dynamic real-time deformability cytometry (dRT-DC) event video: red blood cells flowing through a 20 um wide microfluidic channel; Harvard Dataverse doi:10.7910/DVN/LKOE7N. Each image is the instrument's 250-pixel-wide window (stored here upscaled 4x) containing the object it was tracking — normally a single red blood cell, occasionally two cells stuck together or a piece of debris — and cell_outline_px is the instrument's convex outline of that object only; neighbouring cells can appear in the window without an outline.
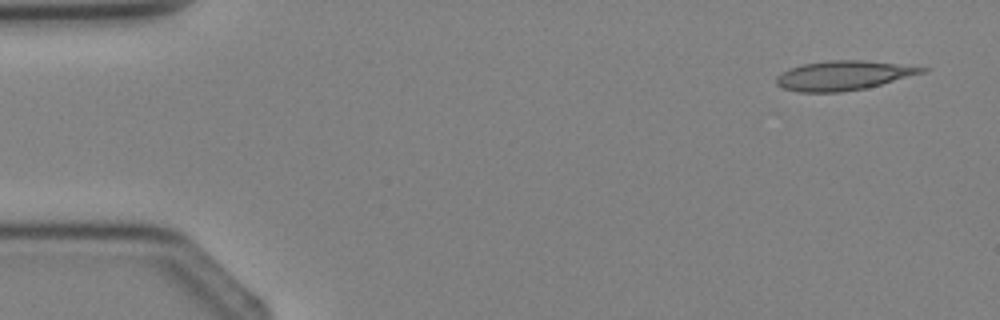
{"species": "Egyptian fruit bat (a non-hibernating species)", "species_latin": "Rousettus aegyptiacus", "temperature_condition": "cold", "stored_images_in_passage": 4, "segment_of_instrument_passage": [1, 2], "camera_frame_rate_fps": 3000, "um_per_image_px": 0.085, "animal": {"sex": "female"}, "frame": {"image": 1, "passage_image": 1, "time_ms": 0.0, "image_size_px": [1000, 320], "cell_outline_px": [[932, 68], [924, 72], [880, 84], [864, 88], [840, 92], [800, 92], [784, 88], [776, 84], [776, 76], [780, 72], [788, 68], [804, 64], [828, 60], [864, 60]], "centroid_in_image_um": [71.64, 6.4], "position_along_channel_um": 13.4, "area_um2": 24.74}}
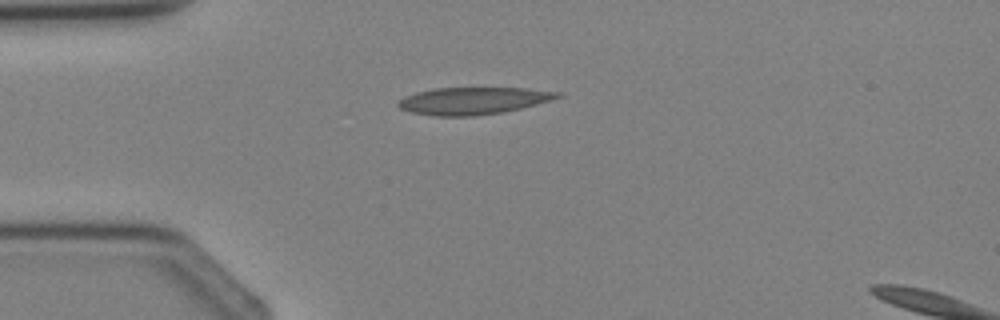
{"frame": {"image": 2, "passage_image": 3, "time_ms": 2.333, "image_size_px": [1000, 320], "cell_outline_px": [[564, 96], [552, 100], [504, 112], [476, 116], [436, 116], [412, 112], [400, 108], [396, 104], [404, 96], [416, 92], [432, 88], [528, 88], [564, 92]], "centroid_in_image_um": [40.27, 8.56], "position_along_channel_um": 44.7, "area_um2": 25.43}}